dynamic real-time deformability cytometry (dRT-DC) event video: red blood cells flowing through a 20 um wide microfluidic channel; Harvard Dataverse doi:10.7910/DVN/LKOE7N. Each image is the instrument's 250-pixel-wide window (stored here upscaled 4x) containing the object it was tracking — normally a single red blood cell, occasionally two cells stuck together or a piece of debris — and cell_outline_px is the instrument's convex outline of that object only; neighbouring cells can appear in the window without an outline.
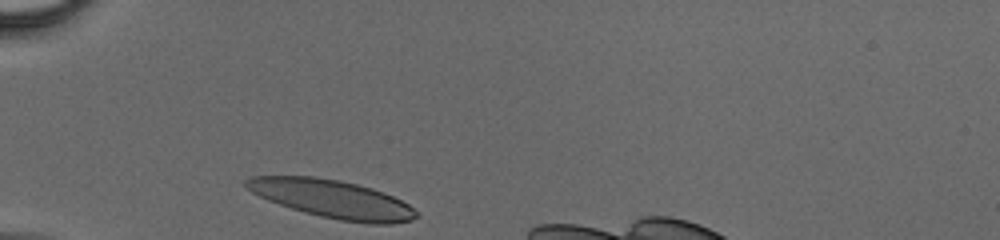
{"species": "human", "species_latin": "Homo sapiens", "temperature_condition": "cold", "stored_images_in_passage": 26, "camera_frame_rate_fps": 3000, "um_per_image_px": 0.085, "donor": {"sex": "male"}, "frame": {"image": 1, "passage_image": 1, "time_ms": 0.0, "image_size_px": [1000, 240], "cell_outline_px": [[420, 216], [412, 220], [392, 224], [368, 224], [340, 220], [320, 216], [304, 212], [268, 200], [244, 188], [244, 180], [248, 176], [312, 176], [340, 180], [372, 188], [384, 192], [408, 204], [420, 212]], "centroid_in_image_um": [28.26, 16.91], "position_along_channel_um": 56.7, "area_um2": 37.97}}
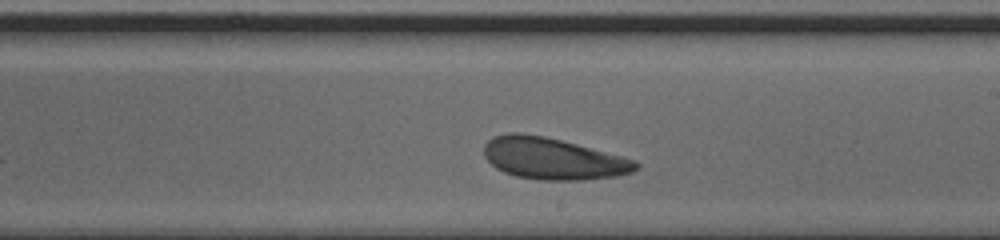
{"frame": {"image": 2, "passage_image": 15, "time_ms": 4.667, "image_size_px": [1000, 240], "cell_outline_px": [[640, 168], [632, 172], [616, 176], [580, 180], [540, 180], [516, 176], [504, 172], [496, 168], [484, 156], [484, 144], [492, 136], [508, 132], [516, 132], [544, 136], [576, 144], [636, 160], [640, 164]], "centroid_in_image_um": [46.98, 13.48], "position_along_channel_um": 242.0, "area_um2": 36.82}}
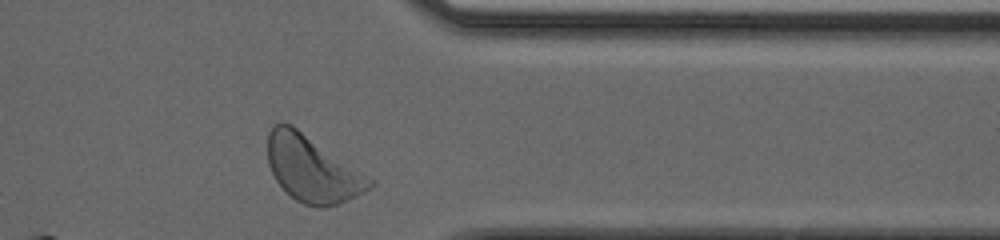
{"frame": {"image": 3, "passage_image": 25, "time_ms": 8.0, "image_size_px": [1000, 240], "cell_outline_px": [[376, 184], [364, 192], [356, 196], [336, 204], [320, 208], [316, 208], [304, 204], [296, 200], [276, 180], [268, 164], [268, 132], [276, 124], [292, 124], [376, 180]], "centroid_in_image_um": [26.58, 14.36], "position_along_channel_um": 384.8, "area_um2": 39.19}}